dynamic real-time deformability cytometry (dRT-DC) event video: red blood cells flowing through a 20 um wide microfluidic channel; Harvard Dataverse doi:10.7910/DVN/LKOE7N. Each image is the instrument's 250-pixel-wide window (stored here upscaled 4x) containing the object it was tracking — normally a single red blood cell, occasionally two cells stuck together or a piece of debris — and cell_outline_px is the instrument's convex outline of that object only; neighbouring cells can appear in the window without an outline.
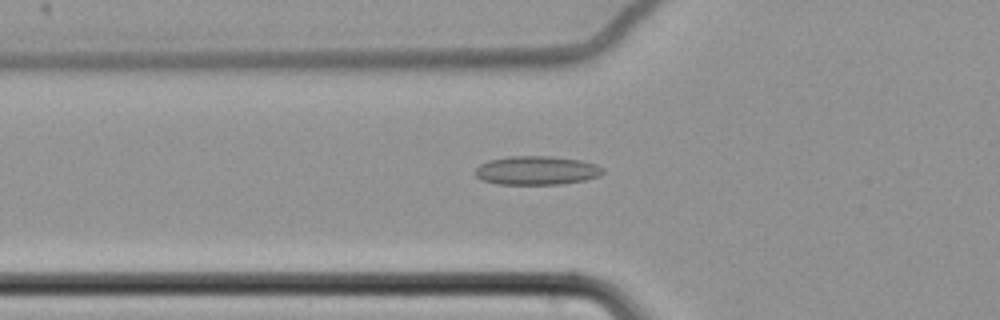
{"species": "common noctule bat (a hibernating species)", "species_latin": "Nyctalus noctula", "temperature_condition": "cold", "stored_images_in_passage": 63, "camera_frame_rate_fps": 3000, "um_per_image_px": 0.085, "animal": {"sex": "female", "body_mass_g": 22.7, "forearm_length_mm": 54.2}, "frame": {"image": 1, "passage_image": 25, "time_ms": 8.0, "image_size_px": [1000, 320], "cell_outline_px": [[604, 172], [600, 176], [584, 180], [560, 184], [496, 184], [480, 180], [476, 176], [476, 168], [480, 164], [488, 160], [508, 156], [552, 156], [580, 160], [596, 164], [604, 168]], "centroid_in_image_um": [45.61, 14.48], "position_along_channel_um": 80.2, "area_um2": 21.56}}
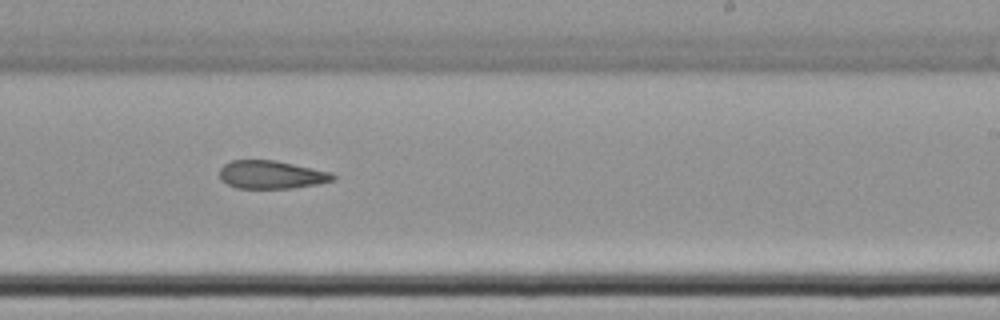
{"frame": {"image": 2, "passage_image": 41, "time_ms": 13.333, "image_size_px": [1000, 320], "cell_outline_px": [[336, 180], [316, 184], [292, 188], [236, 188], [220, 180], [220, 168], [224, 164], [232, 160], [276, 160], [332, 172], [336, 176]], "centroid_in_image_um": [23.08, 14.84], "position_along_channel_um": 265.9, "area_um2": 18.67}}
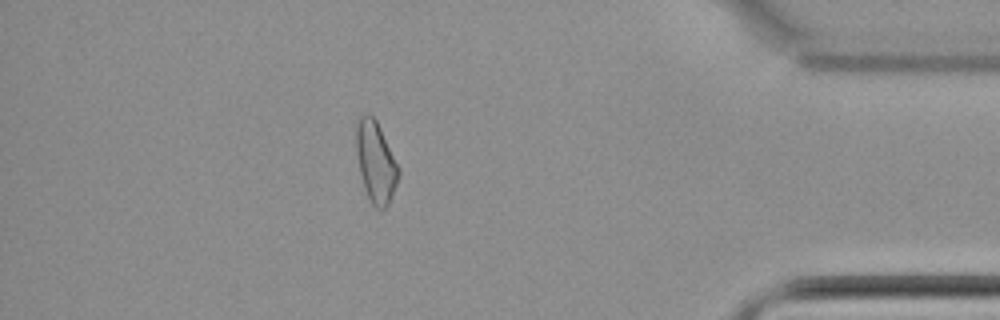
{"frame": {"image": 3, "passage_image": 56, "time_ms": 18.333, "image_size_px": [1000, 320], "cell_outline_px": [[400, 176], [388, 204], [380, 212], [372, 204], [364, 188], [360, 176], [356, 152], [356, 120], [360, 116], [368, 112], [376, 120], [400, 168]], "centroid_in_image_um": [31.93, 13.77], "position_along_channel_um": 403.3, "area_um2": 20.17}, "authors_computed_cell_mechanics": {"area_um2": 20.6346, "velocity_mm_per_s": 3.4936, "shape_relaxation_time_tau1_ms": null, "shape_relaxation_time_tau2_ms": 7.3729, "deformation_change_tau1": null, "deformation_change_tau2": 0.1447}}